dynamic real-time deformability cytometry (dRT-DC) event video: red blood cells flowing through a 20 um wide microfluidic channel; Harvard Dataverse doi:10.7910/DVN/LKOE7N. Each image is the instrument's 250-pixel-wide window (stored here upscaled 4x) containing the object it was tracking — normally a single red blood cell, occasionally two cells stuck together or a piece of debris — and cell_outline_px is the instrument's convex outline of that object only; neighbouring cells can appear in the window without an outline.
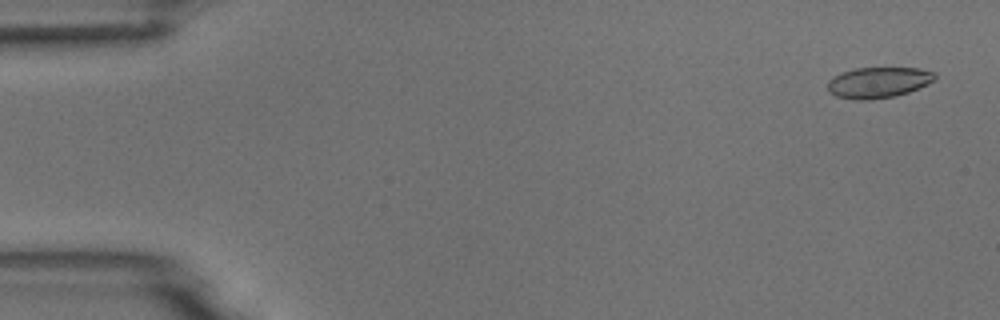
{"species": "common noctule bat (a hibernating species)", "species_latin": "Nyctalus noctula", "temperature_condition": "room temperature", "stored_images_in_passage": 8, "camera_frame_rate_fps": 3000, "um_per_image_px": 0.085, "animal": {"sex": "male", "body_mass_g": 18.8}, "frame": {"image": 1, "passage_image": 1, "time_ms": 0.0, "image_size_px": [1000, 320], "cell_outline_px": [[936, 80], [920, 88], [896, 96], [868, 100], [856, 100], [836, 96], [828, 92], [828, 80], [832, 76], [840, 72], [856, 68], [920, 68], [936, 72]], "centroid_in_image_um": [74.67, 7.01], "position_along_channel_um": 10.3, "area_um2": 19.59}}
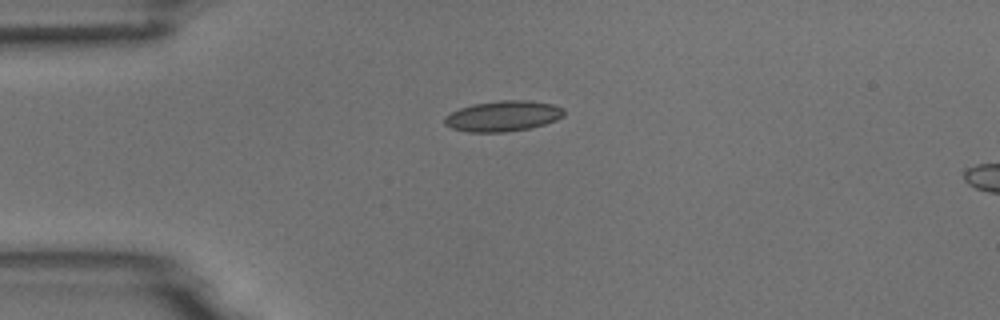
{"frame": {"image": 2, "passage_image": 4, "time_ms": 3.667, "image_size_px": [1000, 320], "cell_outline_px": [[564, 116], [556, 120], [532, 128], [504, 132], [468, 132], [452, 128], [444, 124], [444, 116], [460, 108], [472, 104], [500, 100], [528, 100], [552, 104], [564, 108]], "centroid_in_image_um": [42.76, 9.86], "position_along_channel_um": 42.2, "area_um2": 21.39}}